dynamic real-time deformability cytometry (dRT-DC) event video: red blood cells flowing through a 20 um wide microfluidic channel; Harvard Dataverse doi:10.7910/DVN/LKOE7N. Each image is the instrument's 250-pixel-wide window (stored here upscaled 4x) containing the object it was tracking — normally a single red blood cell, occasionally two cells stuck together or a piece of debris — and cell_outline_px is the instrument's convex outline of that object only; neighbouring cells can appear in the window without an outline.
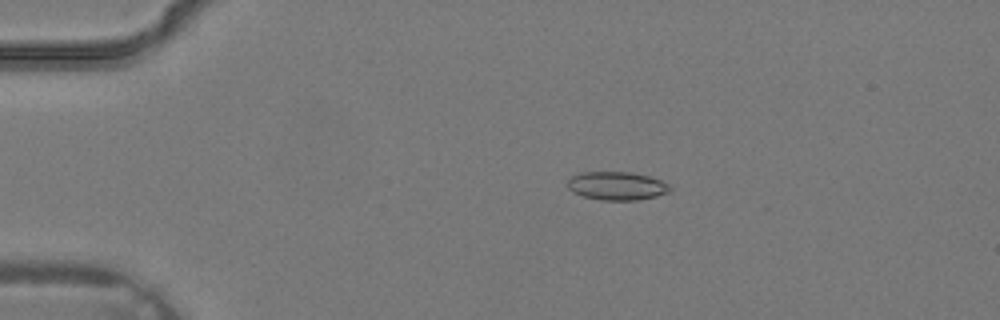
{"species": "common noctule bat (a hibernating species)", "species_latin": "Nyctalus noctula", "temperature_condition": "warm", "stored_images_in_passage": 32, "camera_frame_rate_fps": 3000, "um_per_image_px": 0.085, "animal": {"sex": "male", "body_mass_g": 19.2, "forearm_length_mm": 51.8}, "frame": {"image": 1, "passage_image": 3, "time_ms": 0.667, "image_size_px": [1000, 320], "cell_outline_px": [[672, 188], [668, 192], [656, 196], [640, 200], [600, 200], [584, 196], [572, 192], [568, 188], [568, 180], [572, 176], [580, 172], [632, 172], [648, 176], [660, 180], [668, 184]], "centroid_in_image_um": [52.42, 15.8], "position_along_channel_um": 32.6, "area_um2": 16.94}}
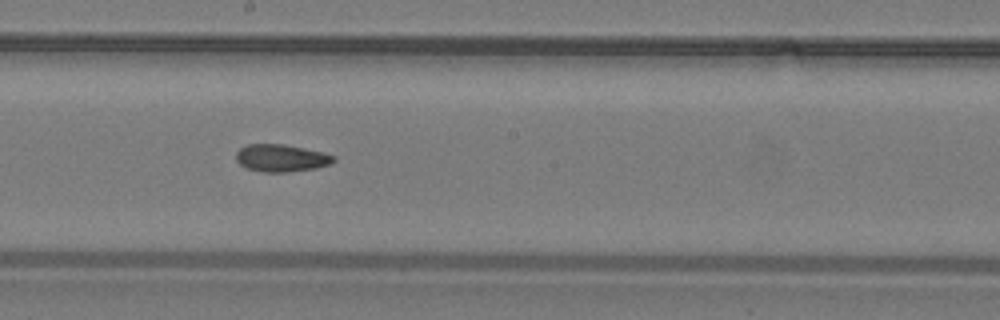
{"frame": {"image": 2, "passage_image": 16, "time_ms": 5.0, "image_size_px": [1000, 320], "cell_outline_px": [[336, 160], [328, 164], [316, 168], [288, 172], [264, 172], [248, 168], [240, 164], [236, 160], [236, 152], [240, 148], [248, 144], [284, 144], [324, 152], [336, 156]], "centroid_in_image_um": [23.92, 13.42], "position_along_channel_um": 224.3, "area_um2": 15.55}}
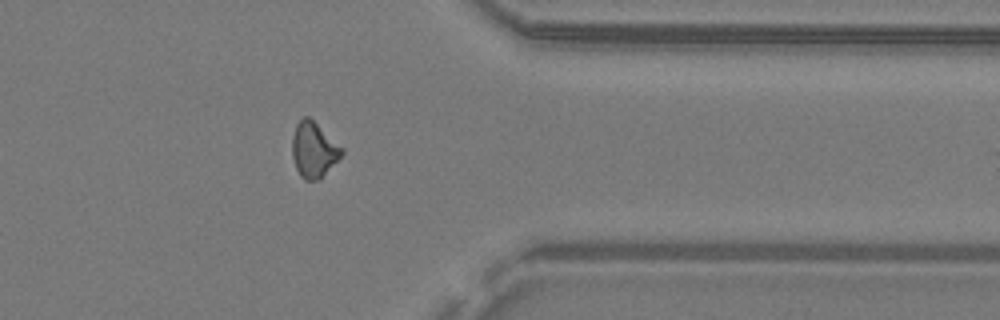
{"frame": {"image": 3, "passage_image": 25, "time_ms": 8.0, "image_size_px": [1000, 320], "cell_outline_px": [[344, 152], [320, 180], [304, 180], [300, 176], [296, 168], [292, 156], [292, 136], [296, 124], [304, 116], [308, 116], [344, 148]], "centroid_in_image_um": [26.66, 12.74], "position_along_channel_um": 384.7, "area_um2": 16.01}}